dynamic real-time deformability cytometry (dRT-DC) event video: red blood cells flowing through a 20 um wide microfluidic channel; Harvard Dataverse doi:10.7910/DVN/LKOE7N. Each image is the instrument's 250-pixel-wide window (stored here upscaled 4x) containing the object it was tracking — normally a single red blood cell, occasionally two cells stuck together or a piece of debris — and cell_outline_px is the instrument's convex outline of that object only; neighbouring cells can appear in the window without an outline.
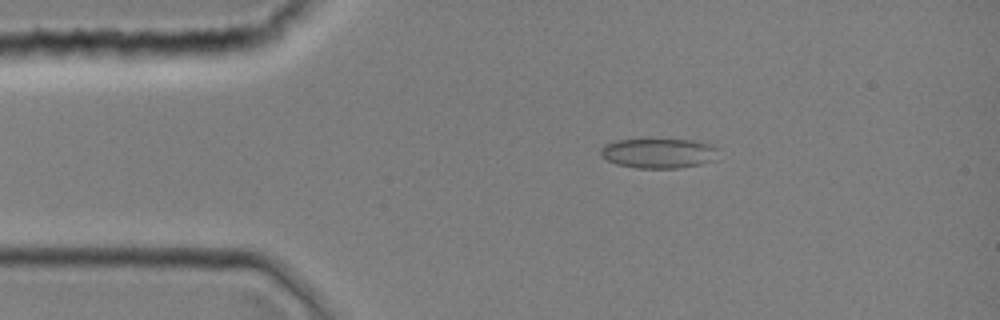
{"species": "common noctule bat (a hibernating species)", "species_latin": "Nyctalus noctula", "temperature_condition": "room temperature", "stored_images_in_passage": 43, "camera_frame_rate_fps": 3000, "um_per_image_px": 0.085, "animal": {"sex": "female", "body_mass_g": 19.0, "forearm_length_mm": 51.5}, "frame": {"image": 1, "passage_image": 8, "time_ms": 2.333, "image_size_px": [1000, 320], "cell_outline_px": [[716, 148], [712, 160], [700, 164], [680, 168], [636, 168], [616, 164], [600, 156], [600, 148], [604, 144], [616, 140], [692, 140], [712, 144]], "centroid_in_image_um": [55.91, 13.03], "position_along_channel_um": 29.1, "area_um2": 20.23}}
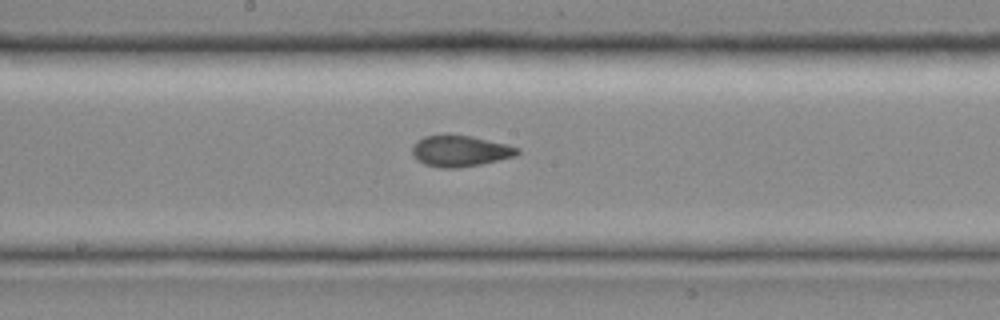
{"frame": {"image": 2, "passage_image": 23, "time_ms": 7.333, "image_size_px": [1000, 320], "cell_outline_px": [[520, 152], [516, 156], [480, 164], [456, 168], [440, 168], [424, 164], [416, 160], [412, 156], [412, 144], [416, 140], [424, 136], [444, 132], [448, 132], [472, 136], [508, 144], [520, 148]], "centroid_in_image_um": [39.06, 12.79], "position_along_channel_um": 209.1, "area_um2": 19.83}}
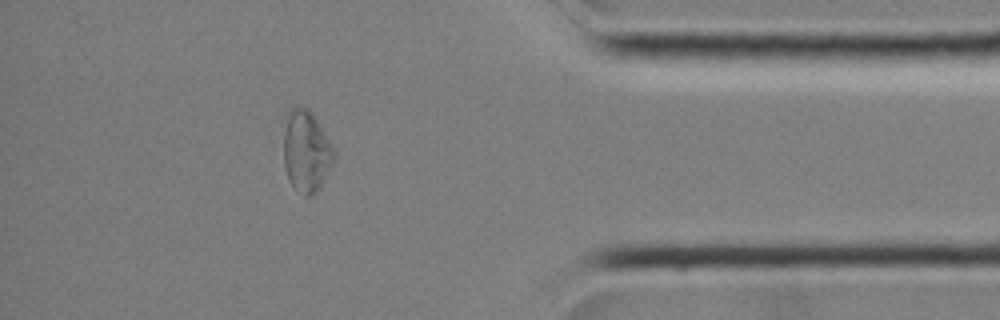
{"frame": {"image": 3, "passage_image": 38, "time_ms": 12.333, "image_size_px": [1000, 320], "cell_outline_px": [[336, 156], [332, 164], [316, 192], [308, 196], [304, 196], [292, 188], [288, 180], [284, 164], [284, 132], [288, 108], [296, 104], [308, 108], [312, 112], [336, 152]], "centroid_in_image_um": [26.01, 12.83], "position_along_channel_um": 409.2, "area_um2": 24.16}}